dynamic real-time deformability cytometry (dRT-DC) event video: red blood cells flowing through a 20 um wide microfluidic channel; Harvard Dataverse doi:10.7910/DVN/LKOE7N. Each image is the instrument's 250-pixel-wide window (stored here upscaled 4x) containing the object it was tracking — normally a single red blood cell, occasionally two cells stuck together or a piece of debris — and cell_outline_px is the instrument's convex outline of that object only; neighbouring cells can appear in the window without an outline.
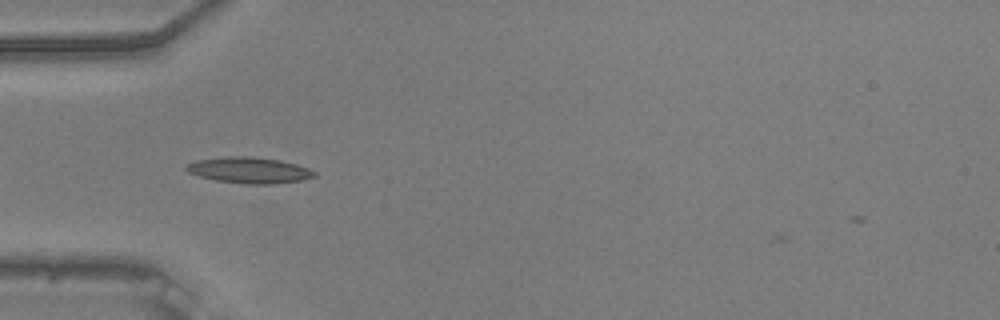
{"species": "common noctule bat (a hibernating species)", "species_latin": "Nyctalus noctula", "temperature_condition": "warm", "stored_images_in_passage": 7, "camera_frame_rate_fps": 3000, "um_per_image_px": 0.085, "animal": {"sex": "male", "body_mass_g": 20.5, "forearm_length_mm": 52.5}, "frame": {"image": 1, "passage_image": 1, "time_ms": 0.0, "image_size_px": [1000, 320], "cell_outline_px": [[316, 176], [300, 180], [272, 184], [248, 184], [216, 180], [200, 176], [188, 172], [184, 168], [188, 164], [196, 160], [224, 156], [248, 156], [280, 160], [296, 164], [308, 168], [316, 172]], "centroid_in_image_um": [21.18, 14.46], "position_along_channel_um": 63.8, "area_um2": 19.31}}
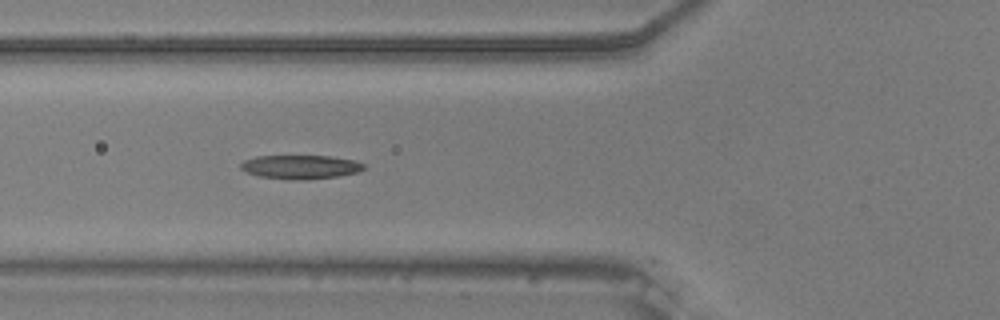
{"frame": {"image": 2, "passage_image": 4, "time_ms": 1.0, "image_size_px": [1000, 320], "cell_outline_px": [[368, 168], [356, 172], [336, 176], [300, 180], [288, 180], [260, 176], [248, 172], [240, 168], [240, 164], [244, 160], [256, 156], [328, 156], [352, 160], [364, 164]], "centroid_in_image_um": [25.52, 14.19], "position_along_channel_um": 100.3, "area_um2": 16.94}}